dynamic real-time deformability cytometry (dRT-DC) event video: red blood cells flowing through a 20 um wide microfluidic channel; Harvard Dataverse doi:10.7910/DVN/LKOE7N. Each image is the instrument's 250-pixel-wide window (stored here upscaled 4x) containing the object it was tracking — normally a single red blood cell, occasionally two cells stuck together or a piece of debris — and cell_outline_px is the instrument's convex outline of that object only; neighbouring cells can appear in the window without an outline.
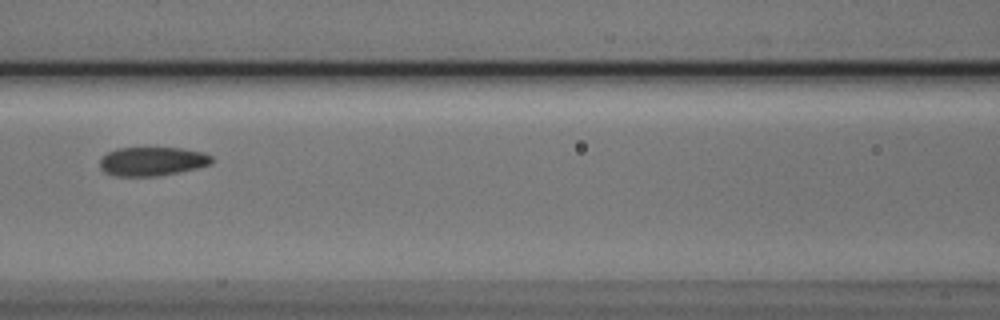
{"species": "Egyptian fruit bat (a non-hibernating species)", "species_latin": "Rousettus aegyptiacus", "temperature_condition": "cold", "stored_images_in_passage": 5, "camera_frame_rate_fps": 3000, "um_per_image_px": 0.085, "animal": {"sex": "male"}, "frame": {"image": 1, "passage_image": 5, "time_ms": 1.333, "image_size_px": [1000, 320], "cell_outline_px": [[212, 164], [180, 172], [156, 176], [116, 176], [104, 172], [100, 168], [100, 160], [108, 152], [116, 148], [180, 148], [204, 152], [212, 156]], "centroid_in_image_um": [12.95, 13.71], "position_along_channel_um": 153.7, "area_um2": 18.84}}